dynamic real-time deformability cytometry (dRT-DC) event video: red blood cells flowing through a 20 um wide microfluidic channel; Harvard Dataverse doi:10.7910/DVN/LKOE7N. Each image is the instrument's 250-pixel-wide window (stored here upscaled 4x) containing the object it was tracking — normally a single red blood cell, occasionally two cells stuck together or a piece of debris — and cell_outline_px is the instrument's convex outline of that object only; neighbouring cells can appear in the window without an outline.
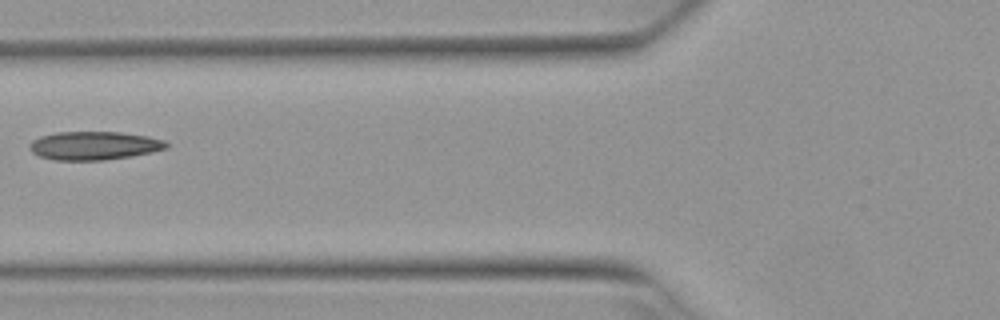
{"species": "Egyptian fruit bat (a non-hibernating species)", "species_latin": "Rousettus aegyptiacus", "temperature_condition": "warm", "stored_images_in_passage": 5, "camera_frame_rate_fps": 3000, "um_per_image_px": 0.085, "animal": {"sex": "female"}, "frame": {"image": 1, "passage_image": 5, "time_ms": 1.333, "image_size_px": [1000, 320], "cell_outline_px": [[168, 148], [152, 152], [132, 156], [104, 160], [52, 160], [40, 156], [32, 152], [28, 148], [28, 144], [32, 140], [40, 136], [56, 132], [120, 132], [148, 136], [164, 140], [168, 144]], "centroid_in_image_um": [7.98, 12.38], "position_along_channel_um": 117.8, "area_um2": 22.83}}